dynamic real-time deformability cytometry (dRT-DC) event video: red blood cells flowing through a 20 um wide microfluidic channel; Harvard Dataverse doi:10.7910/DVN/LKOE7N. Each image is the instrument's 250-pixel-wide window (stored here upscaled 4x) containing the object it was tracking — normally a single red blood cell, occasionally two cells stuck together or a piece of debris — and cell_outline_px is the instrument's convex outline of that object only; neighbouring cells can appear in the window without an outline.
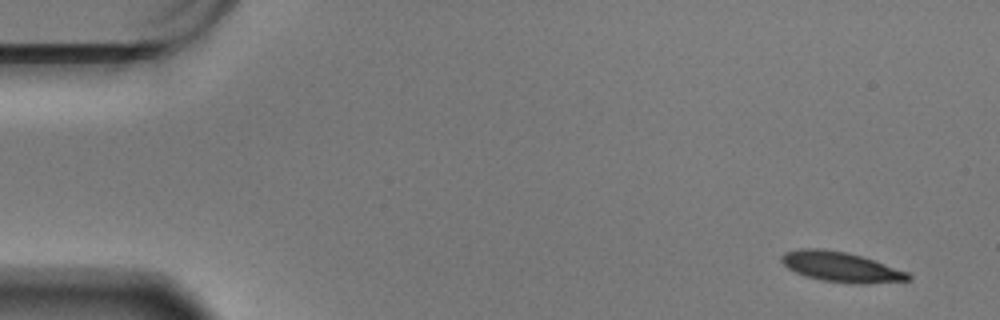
{"species": "Egyptian fruit bat (a non-hibernating species)", "species_latin": "Rousettus aegyptiacus", "temperature_condition": "warm", "stored_images_in_passage": 57, "camera_frame_rate_fps": 3000, "um_per_image_px": 0.085, "animal": {"sex": "male"}, "frame": {"image": 1, "passage_image": 1, "time_ms": 0.0, "image_size_px": [1000, 320], "cell_outline_px": [[912, 280], [868, 284], [856, 284], [824, 280], [808, 276], [796, 272], [788, 268], [780, 260], [780, 256], [784, 252], [800, 248], [820, 248], [844, 252], [860, 256], [908, 272], [912, 276]], "centroid_in_image_um": [71.48, 22.69], "position_along_channel_um": 13.5, "area_um2": 21.96}}
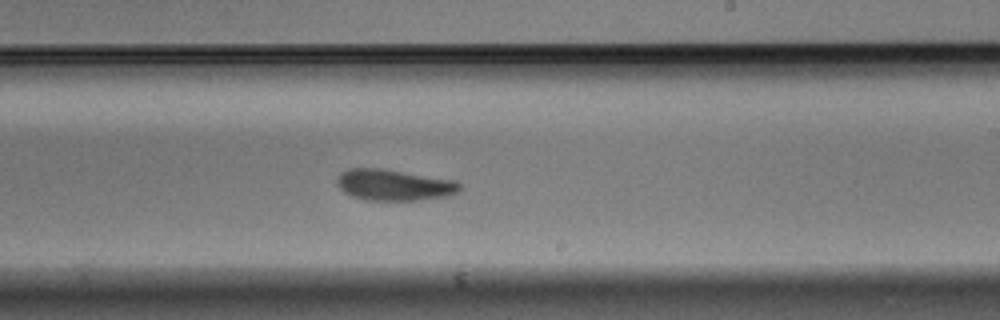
{"frame": {"image": 2, "passage_image": 33, "time_ms": 10.667, "image_size_px": [1000, 320], "cell_outline_px": [[460, 192], [448, 196], [416, 200], [368, 200], [352, 196], [344, 192], [336, 184], [336, 176], [340, 172], [348, 168], [380, 168], [456, 180], [460, 184]], "centroid_in_image_um": [33.47, 15.71], "position_along_channel_um": 255.5, "area_um2": 22.43}}
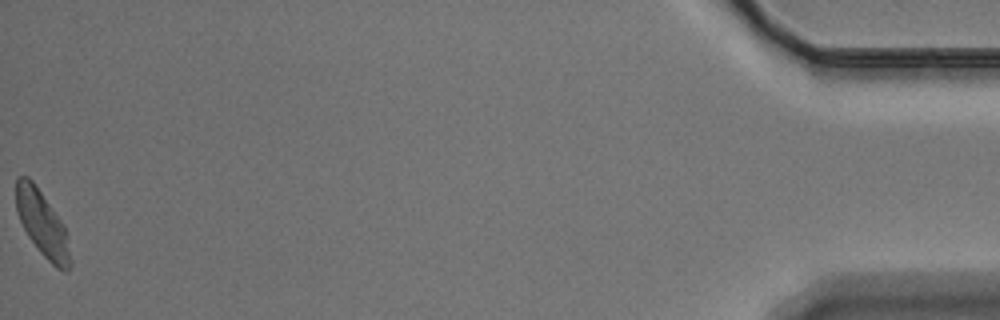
{"frame": {"image": 3, "passage_image": 57, "time_ms": 18.667, "image_size_px": [1000, 320], "cell_outline_px": [[72, 264], [64, 272], [56, 268], [40, 252], [28, 236], [16, 212], [16, 176], [28, 176], [32, 180], [64, 224], [68, 236], [72, 260]], "centroid_in_image_um": [3.62, 19.04], "position_along_channel_um": 431.6, "area_um2": 20.81}, "authors_computed_cell_mechanics": {"area_um2": 22.1952, "velocity_mm_per_s": 3.4039, "shape_relaxation_time_tau1_ms": 6.9812, "shape_relaxation_time_tau2_ms": 5.3706, "deformation_change_tau1": 0.1868, "deformation_change_tau2": 0.1138}}